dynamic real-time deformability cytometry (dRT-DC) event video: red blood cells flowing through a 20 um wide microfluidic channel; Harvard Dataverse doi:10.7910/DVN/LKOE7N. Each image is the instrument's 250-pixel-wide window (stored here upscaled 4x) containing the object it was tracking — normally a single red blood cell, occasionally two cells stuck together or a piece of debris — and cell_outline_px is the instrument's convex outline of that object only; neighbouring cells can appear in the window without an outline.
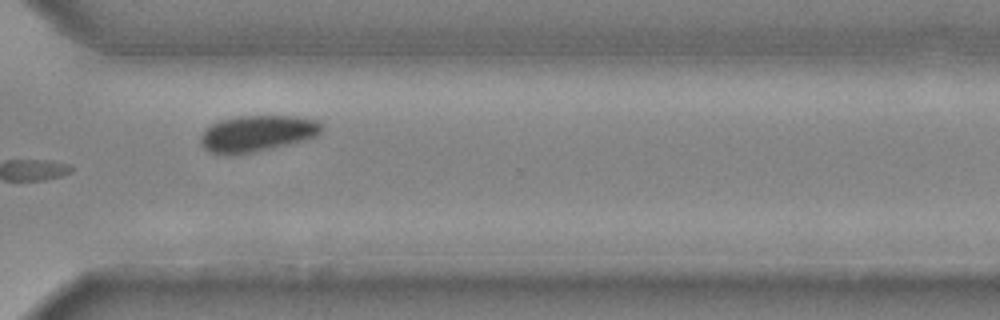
{"species": "common noctule bat (a hibernating species)", "species_latin": "Nyctalus noctula", "temperature_condition": "cold", "stored_images_in_passage": 28, "segment_of_instrument_passage": [2, 3], "camera_frame_rate_fps": 3000, "um_per_image_px": 0.085, "animal": {"sex": "male", "body_mass_g": 20.4}, "frame": {"image": 1, "passage_image": 23, "time_ms": 7.333, "image_size_px": [1000, 320], "cell_outline_px": [[324, 128], [316, 136], [308, 140], [256, 152], [212, 152], [204, 148], [200, 144], [200, 136], [204, 128], [220, 120], [236, 116], [296, 116], [316, 120], [324, 124]], "centroid_in_image_um": [21.92, 11.31], "position_along_channel_um": 348.7, "area_um2": 25.49}}